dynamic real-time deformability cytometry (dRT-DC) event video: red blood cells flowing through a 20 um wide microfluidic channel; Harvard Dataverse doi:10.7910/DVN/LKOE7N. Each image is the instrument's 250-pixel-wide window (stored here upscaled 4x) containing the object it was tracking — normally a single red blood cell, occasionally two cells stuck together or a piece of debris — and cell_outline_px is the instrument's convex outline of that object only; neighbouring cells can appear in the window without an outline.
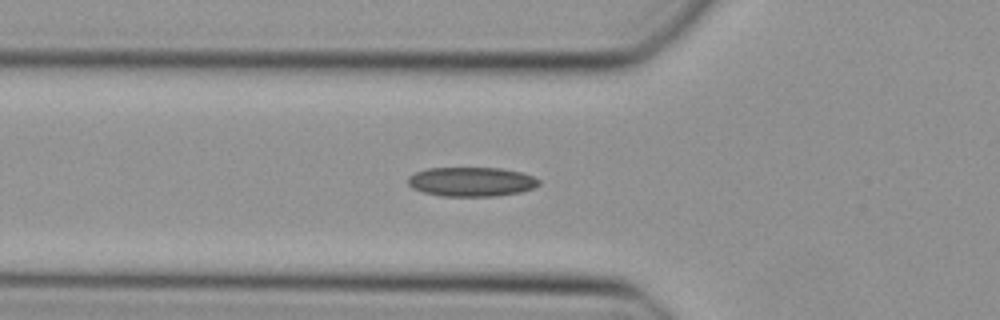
{"species": "Egyptian fruit bat (a non-hibernating species)", "species_latin": "Rousettus aegyptiacus", "temperature_condition": "cold", "stored_images_in_passage": 18, "camera_frame_rate_fps": 3000, "um_per_image_px": 0.085, "animal": {"sex": "female"}, "frame": {"image": 1, "passage_image": 2, "time_ms": 0.333, "image_size_px": [1000, 320], "cell_outline_px": [[540, 184], [532, 188], [520, 192], [496, 196], [444, 196], [424, 192], [412, 188], [408, 184], [408, 176], [416, 172], [428, 168], [500, 168], [520, 172], [532, 176], [540, 180]], "centroid_in_image_um": [40.06, 15.44], "position_along_channel_um": 85.7, "area_um2": 22.25}}
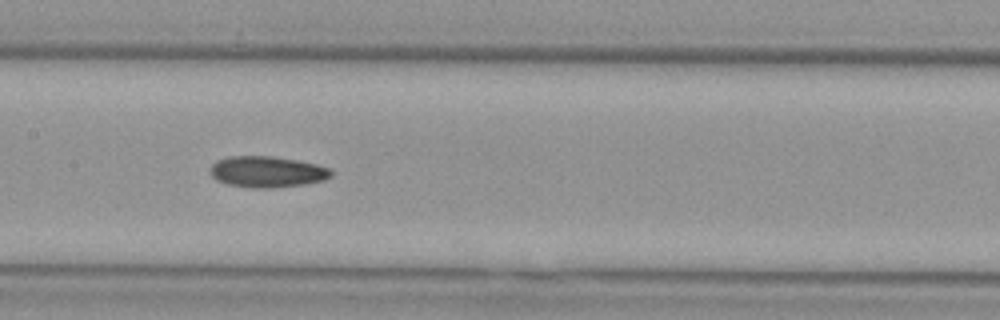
{"frame": {"image": 2, "passage_image": 9, "time_ms": 2.667, "image_size_px": [1000, 320], "cell_outline_px": [[332, 176], [324, 180], [304, 184], [272, 188], [252, 188], [228, 184], [216, 180], [212, 176], [212, 164], [216, 160], [228, 156], [272, 156], [296, 160], [316, 164], [328, 168], [332, 172]], "centroid_in_image_um": [22.7, 14.6], "position_along_channel_um": 184.7, "area_um2": 21.85}}
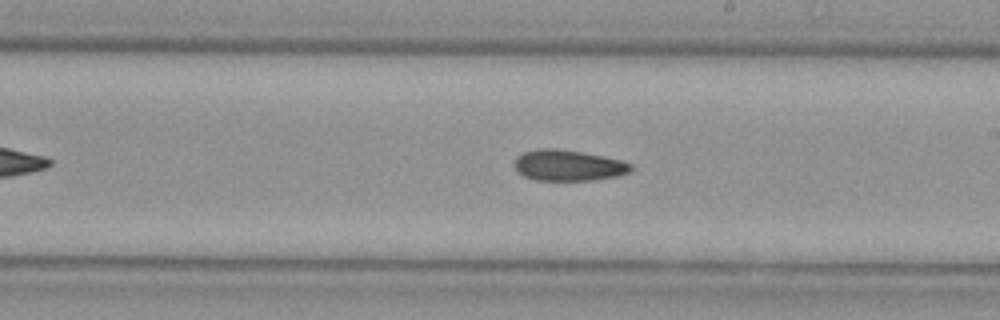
{"frame": {"image": 3, "passage_image": 13, "time_ms": 4.0, "image_size_px": [1000, 320], "cell_outline_px": [[632, 168], [628, 172], [616, 176], [592, 180], [536, 180], [524, 176], [516, 172], [516, 156], [520, 152], [540, 148], [556, 148], [580, 152], [620, 160], [632, 164]], "centroid_in_image_um": [48.24, 14.05], "position_along_channel_um": 240.8, "area_um2": 20.81}}